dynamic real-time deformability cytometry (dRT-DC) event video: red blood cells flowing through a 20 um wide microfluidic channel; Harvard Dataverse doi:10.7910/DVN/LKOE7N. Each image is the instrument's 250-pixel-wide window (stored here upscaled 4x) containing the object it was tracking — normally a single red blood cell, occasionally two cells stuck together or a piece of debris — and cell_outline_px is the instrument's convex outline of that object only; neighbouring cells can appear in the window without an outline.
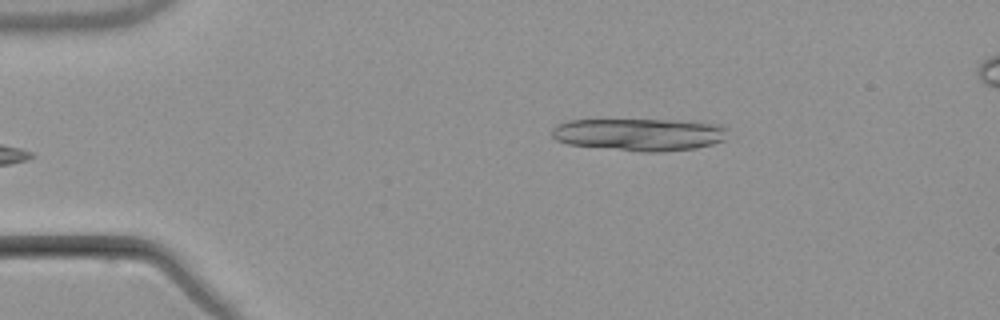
{"species": "common noctule bat (a hibernating species)", "species_latin": "Nyctalus noctula", "temperature_condition": "warm", "stored_images_in_passage": 4, "camera_frame_rate_fps": 3000, "um_per_image_px": 0.085, "animal": {"sex": "male", "body_mass_g": 21.5, "forearm_length_mm": 52.0}, "frame": {"image": 1, "passage_image": 4, "time_ms": 4.333, "image_size_px": [1000, 320], "cell_outline_px": [[728, 128], [724, 140], [712, 144], [696, 148], [664, 152], [644, 152], [568, 144], [556, 140], [552, 136], [552, 128], [556, 124], [568, 120], [676, 120], [720, 124]], "centroid_in_image_um": [54.36, 11.43], "position_along_channel_um": 30.6, "area_um2": 33.35}}